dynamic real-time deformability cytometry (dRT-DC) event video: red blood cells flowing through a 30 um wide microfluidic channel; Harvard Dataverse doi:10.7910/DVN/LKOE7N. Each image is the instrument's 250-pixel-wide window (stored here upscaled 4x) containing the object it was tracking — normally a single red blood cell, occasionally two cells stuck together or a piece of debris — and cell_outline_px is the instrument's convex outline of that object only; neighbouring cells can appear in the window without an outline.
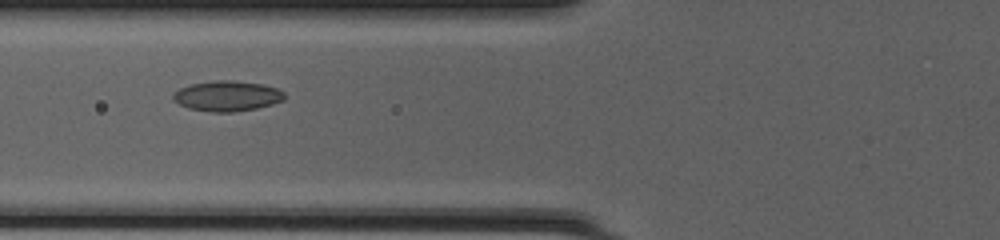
{"species": "common noctule bat (a hibernating species)", "species_latin": "Nyctalus noctula", "temperature_condition": "cold", "stored_images_in_passage": 40, "camera_frame_rate_fps": 3000, "um_per_image_px": 0.085, "animal": {"sex": "female", "body_mass_g": 20.0, "forearm_length_mm": 54.0}, "frame": {"image": 1, "passage_image": 11, "time_ms": 3.333, "image_size_px": [1000, 240], "cell_outline_px": [[284, 100], [272, 104], [256, 108], [232, 112], [212, 112], [188, 108], [172, 100], [172, 96], [180, 88], [192, 84], [212, 80], [232, 80], [264, 84], [276, 88], [284, 92]], "centroid_in_image_um": [19.31, 8.15], "position_along_channel_um": 106.5, "area_um2": 19.65}}
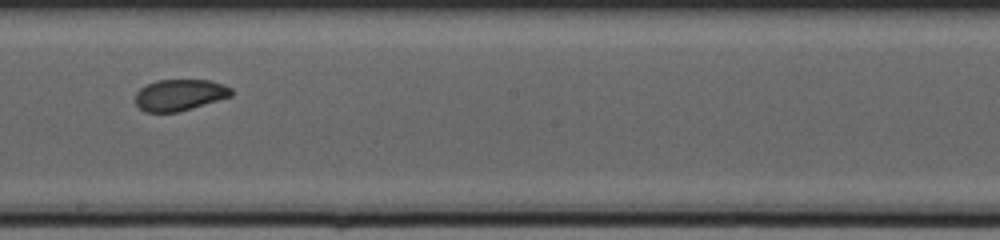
{"frame": {"image": 2, "passage_image": 20, "time_ms": 6.333, "image_size_px": [1000, 240], "cell_outline_px": [[232, 96], [180, 112], [144, 112], [136, 104], [136, 92], [140, 88], [156, 80], [212, 80], [224, 84], [232, 88]], "centroid_in_image_um": [15.29, 8.07], "position_along_channel_um": 232.9, "area_um2": 17.69}}
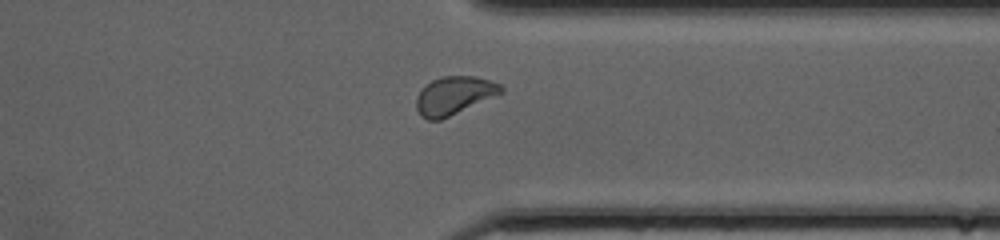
{"frame": {"image": 3, "passage_image": 30, "time_ms": 9.667, "image_size_px": [1000, 240], "cell_outline_px": [[504, 92], [440, 120], [428, 120], [420, 116], [416, 108], [416, 96], [432, 80], [440, 76], [476, 76], [500, 84], [504, 88]], "centroid_in_image_um": [38.59, 8.12], "position_along_channel_um": 372.8, "area_um2": 18.67}, "authors_computed_cell_mechanics": {"area_um2": 18.496, "velocity_mm_per_s": 4.2168, "shape_relaxation_time_tau1_ms": 3.2433, "shape_relaxation_time_tau2_ms": 1.8807, "deformation_change_tau1": 0.0925, "deformation_change_tau2": 0.0616}}